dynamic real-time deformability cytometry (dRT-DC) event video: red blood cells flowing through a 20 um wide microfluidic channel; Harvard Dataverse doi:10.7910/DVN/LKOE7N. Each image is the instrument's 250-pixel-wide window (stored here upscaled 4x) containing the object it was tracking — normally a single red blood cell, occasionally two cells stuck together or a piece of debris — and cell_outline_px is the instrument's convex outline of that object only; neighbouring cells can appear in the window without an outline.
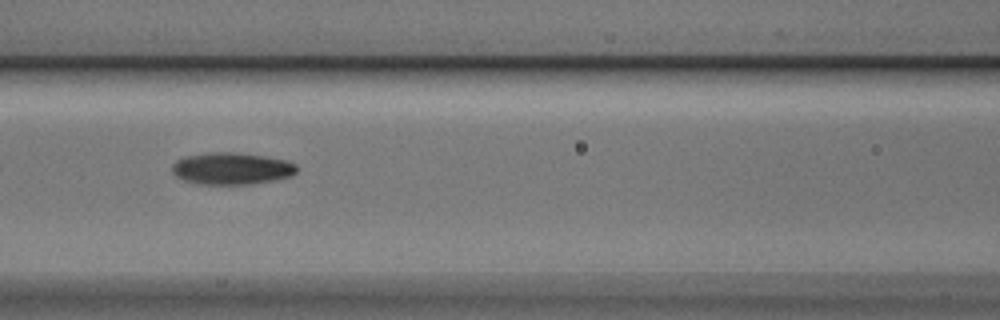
{"species": "Egyptian fruit bat (a non-hibernating species)", "species_latin": "Rousettus aegyptiacus", "temperature_condition": "cold", "stored_images_in_passage": 14, "camera_frame_rate_fps": 3000, "um_per_image_px": 0.085, "animal": {"sex": "male"}, "frame": {"image": 1, "passage_image": 7, "time_ms": 2.0, "image_size_px": [1000, 320], "cell_outline_px": [[296, 172], [292, 176], [276, 180], [252, 184], [196, 184], [184, 180], [176, 176], [172, 172], [172, 164], [176, 160], [188, 156], [212, 152], [232, 152], [264, 156], [288, 160], [296, 164]], "centroid_in_image_um": [19.71, 14.33], "position_along_channel_um": 146.9, "area_um2": 23.29}}
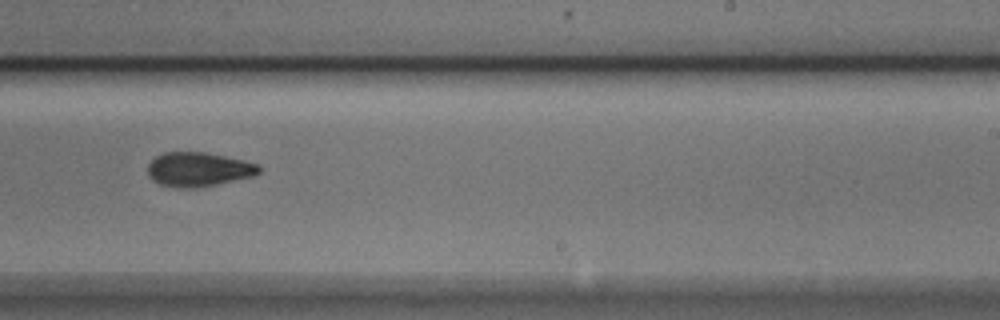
{"frame": {"image": 2, "passage_image": 10, "time_ms": 3.0, "image_size_px": [1000, 320], "cell_outline_px": [[260, 172], [252, 176], [216, 184], [192, 188], [176, 188], [160, 184], [152, 180], [148, 176], [148, 164], [156, 156], [164, 152], [204, 152], [244, 160], [256, 164], [260, 168]], "centroid_in_image_um": [16.82, 14.4], "position_along_channel_um": 272.2, "area_um2": 22.02}}
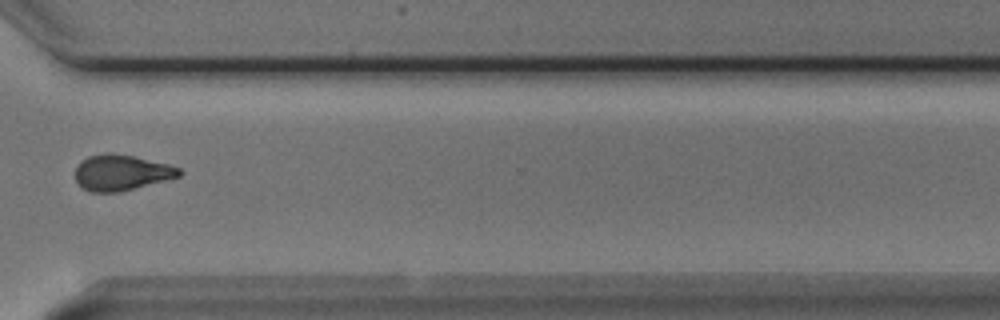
{"frame": {"image": 3, "passage_image": 12, "time_ms": 3.667, "image_size_px": [1000, 320], "cell_outline_px": [[184, 172], [180, 176], [120, 192], [92, 192], [84, 188], [76, 180], [76, 168], [80, 160], [88, 156], [104, 152], [112, 152], [132, 156], [168, 164], [180, 168]], "centroid_in_image_um": [10.31, 14.65], "position_along_channel_um": 360.3, "area_um2": 21.62}}